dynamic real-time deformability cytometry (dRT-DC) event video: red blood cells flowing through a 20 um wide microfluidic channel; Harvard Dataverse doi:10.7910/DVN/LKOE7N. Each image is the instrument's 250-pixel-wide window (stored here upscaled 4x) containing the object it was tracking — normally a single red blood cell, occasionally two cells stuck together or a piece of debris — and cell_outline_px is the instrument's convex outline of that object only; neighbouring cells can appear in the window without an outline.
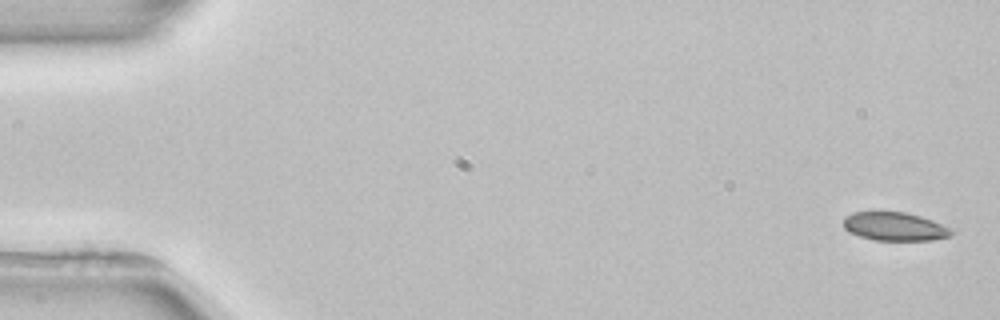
{"species": "common noctule bat (a hibernating species)", "species_latin": "Nyctalus noctula", "temperature_condition": "room temperature", "stored_images_in_passage": 5, "camera_frame_rate_fps": 3000, "um_per_image_px": 0.085, "animal": {"sex": "female", "body_mass_g": 22.7, "forearm_length_mm": 54.2}, "frame": {"image": 1, "passage_image": 1, "time_ms": 0.0, "image_size_px": [1000, 320], "cell_outline_px": [[956, 232], [948, 236], [932, 240], [876, 240], [860, 236], [848, 232], [844, 228], [844, 216], [852, 212], [904, 212], [920, 216], [932, 220]], "centroid_in_image_um": [76.01, 19.25], "position_along_channel_um": 9.0, "area_um2": 17.74}}
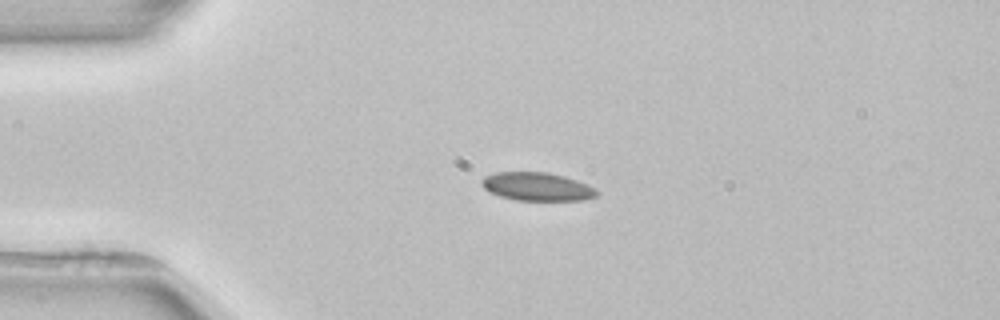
{"frame": {"image": 2, "passage_image": 3, "time_ms": 3.667, "image_size_px": [1000, 320], "cell_outline_px": [[600, 192], [596, 196], [584, 200], [516, 200], [500, 196], [488, 192], [480, 184], [480, 180], [484, 176], [496, 172], [548, 172], [564, 176], [588, 184], [596, 188]], "centroid_in_image_um": [45.64, 15.86], "position_along_channel_um": 39.4, "area_um2": 19.19}}